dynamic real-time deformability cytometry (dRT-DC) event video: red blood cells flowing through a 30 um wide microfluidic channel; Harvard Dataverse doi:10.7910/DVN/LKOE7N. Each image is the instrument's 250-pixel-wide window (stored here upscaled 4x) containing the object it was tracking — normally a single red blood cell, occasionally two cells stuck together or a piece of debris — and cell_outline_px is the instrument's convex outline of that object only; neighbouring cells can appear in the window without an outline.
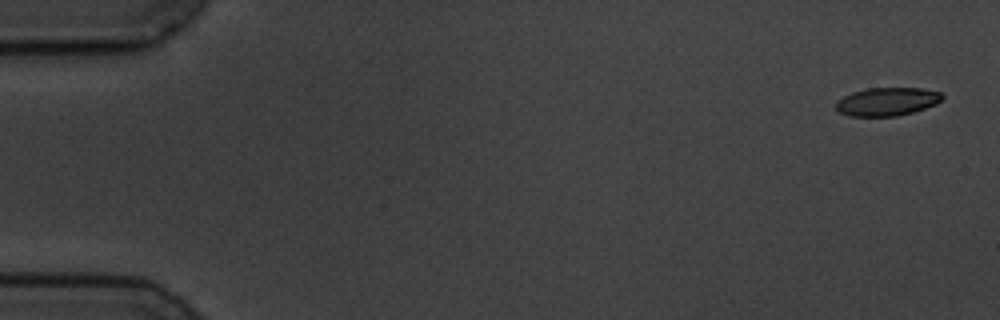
{"species": "common noctule bat (a hibernating species)", "species_latin": "Nyctalus noctula", "temperature_condition": "cold", "stored_images_in_passage": 6, "camera_frame_rate_fps": 3000, "um_per_image_px": 0.085, "animal": {"sex": "male", "body_mass_g": 19.5, "forearm_length_mm": 54.6}, "frame": {"image": 1, "passage_image": 6, "time_ms": 6.333, "image_size_px": [1000, 320], "cell_outline_px": [[944, 96], [936, 104], [912, 112], [896, 116], [848, 116], [840, 112], [836, 108], [836, 100], [852, 92], [868, 88], [920, 88], [940, 92]], "centroid_in_image_um": [75.38, 8.63], "position_along_channel_um": 9.6, "area_um2": 17.4}}